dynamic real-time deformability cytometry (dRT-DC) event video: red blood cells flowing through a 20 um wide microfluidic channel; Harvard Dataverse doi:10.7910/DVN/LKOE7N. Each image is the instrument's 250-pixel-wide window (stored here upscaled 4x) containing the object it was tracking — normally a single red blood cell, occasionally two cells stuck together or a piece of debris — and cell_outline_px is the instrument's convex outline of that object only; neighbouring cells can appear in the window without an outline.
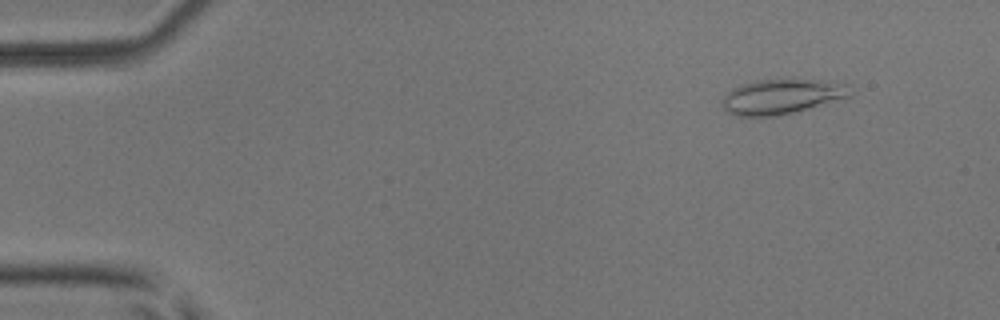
{"species": "common noctule bat (a hibernating species)", "species_latin": "Nyctalus noctula", "temperature_condition": "room temperature", "stored_images_in_passage": 51, "camera_frame_rate_fps": 3000, "um_per_image_px": 0.085, "animal": {"sex": "male", "body_mass_g": 17.9, "forearm_length_mm": 54.2}, "frame": {"image": 1, "passage_image": 5, "time_ms": 1.333, "image_size_px": [1000, 320], "cell_outline_px": [[856, 88], [852, 96], [796, 112], [776, 116], [736, 116], [728, 112], [724, 108], [724, 96], [732, 88], [740, 84], [756, 80], [816, 80], [852, 84]], "centroid_in_image_um": [66.55, 8.2], "position_along_channel_um": 18.5, "area_um2": 26.24}}
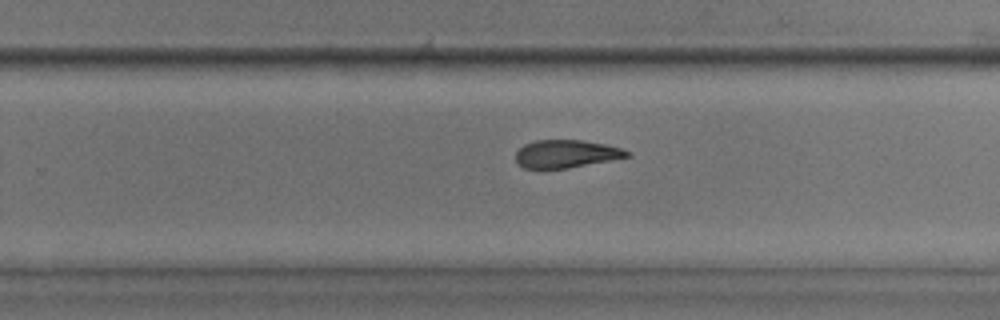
{"frame": {"image": 2, "passage_image": 33, "time_ms": 10.667, "image_size_px": [1000, 320], "cell_outline_px": [[632, 156], [612, 160], [568, 168], [524, 168], [516, 164], [516, 152], [524, 144], [536, 140], [584, 140], [604, 144], [620, 148], [632, 152]], "centroid_in_image_um": [48.14, 13.08], "position_along_channel_um": 281.7, "area_um2": 18.15}}
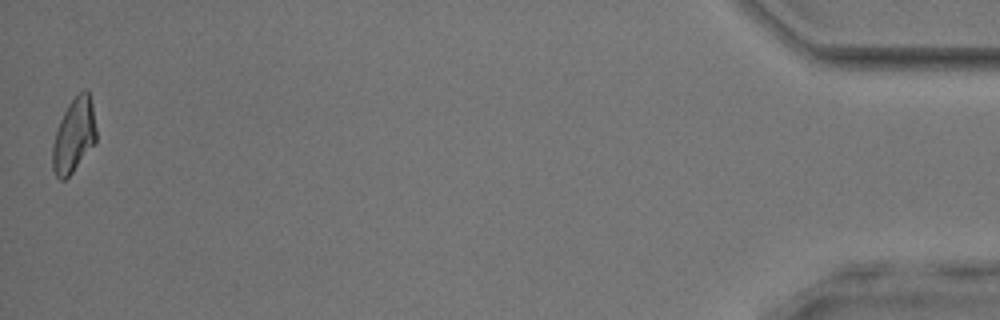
{"frame": {"image": 3, "passage_image": 51, "time_ms": 16.667, "image_size_px": [1000, 320], "cell_outline_px": [[96, 144], [72, 172], [64, 180], [60, 180], [56, 176], [52, 168], [52, 144], [60, 120], [68, 104], [84, 88], [88, 92], [92, 104], [96, 128]], "centroid_in_image_um": [6.28, 11.54], "position_along_channel_um": 428.9, "area_um2": 18.9}, "authors_computed_cell_mechanics": {"area_um2": 19.8832, "velocity_mm_per_s": 3.9802, "shape_relaxation_time_tau1_ms": null, "shape_relaxation_time_tau2_ms": 4.6162, "deformation_change_tau1": null, "deformation_change_tau2": 0.1335}}